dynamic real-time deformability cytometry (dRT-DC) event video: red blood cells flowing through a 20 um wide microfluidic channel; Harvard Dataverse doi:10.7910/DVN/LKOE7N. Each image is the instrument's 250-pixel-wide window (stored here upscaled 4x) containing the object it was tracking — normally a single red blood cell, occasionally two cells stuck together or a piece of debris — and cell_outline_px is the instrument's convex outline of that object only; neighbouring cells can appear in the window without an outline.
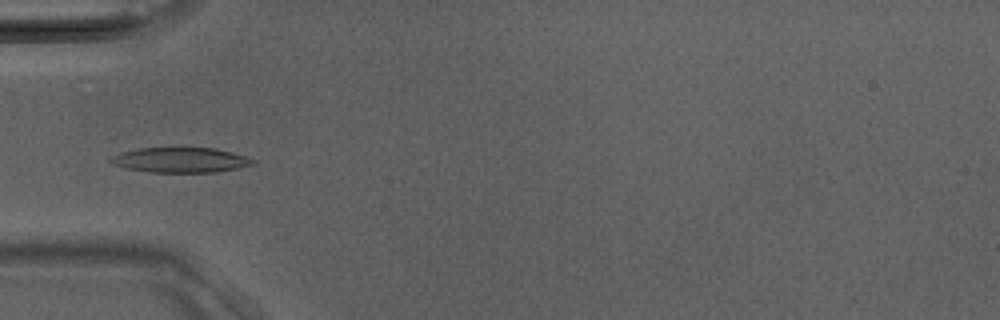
{"species": "Egyptian fruit bat (a non-hibernating species)", "species_latin": "Rousettus aegyptiacus", "temperature_condition": "room temperature", "stored_images_in_passage": 38, "camera_frame_rate_fps": 3000, "um_per_image_px": 0.085, "animal": {"sex": "male"}, "frame": {"image": 1, "passage_image": 12, "time_ms": 3.667, "image_size_px": [1000, 320], "cell_outline_px": [[256, 164], [216, 172], [148, 172], [128, 168], [112, 164], [108, 160], [108, 156], [120, 152], [140, 148], [184, 144], [216, 148], [232, 152], [256, 160]], "centroid_in_image_um": [15.31, 13.54], "position_along_channel_um": 69.7, "area_um2": 21.91}}
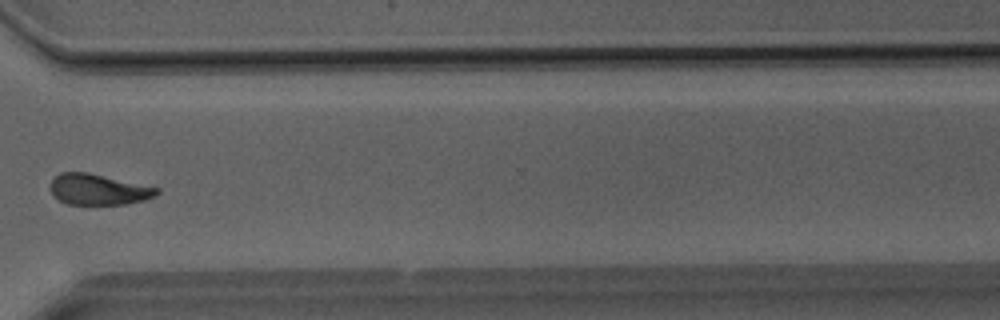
{"frame": {"image": 2, "passage_image": 29, "time_ms": 9.333, "image_size_px": [1000, 320], "cell_outline_px": [[160, 192], [144, 200], [128, 204], [68, 204], [60, 200], [52, 192], [52, 180], [60, 172], [88, 172], [160, 188]], "centroid_in_image_um": [8.4, 16.1], "position_along_channel_um": 362.2, "area_um2": 18.84}}
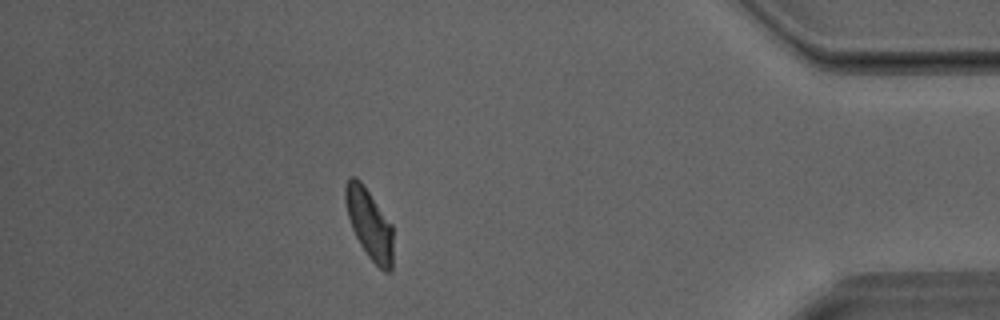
{"frame": {"image": 3, "passage_image": 34, "time_ms": 11.0, "image_size_px": [1000, 320], "cell_outline_px": [[392, 272], [384, 272], [368, 256], [360, 244], [352, 228], [348, 216], [344, 200], [344, 184], [352, 176], [356, 176], [360, 180], [392, 224]], "centroid_in_image_um": [31.38, 19.02], "position_along_channel_um": 403.8, "area_um2": 19.42}}